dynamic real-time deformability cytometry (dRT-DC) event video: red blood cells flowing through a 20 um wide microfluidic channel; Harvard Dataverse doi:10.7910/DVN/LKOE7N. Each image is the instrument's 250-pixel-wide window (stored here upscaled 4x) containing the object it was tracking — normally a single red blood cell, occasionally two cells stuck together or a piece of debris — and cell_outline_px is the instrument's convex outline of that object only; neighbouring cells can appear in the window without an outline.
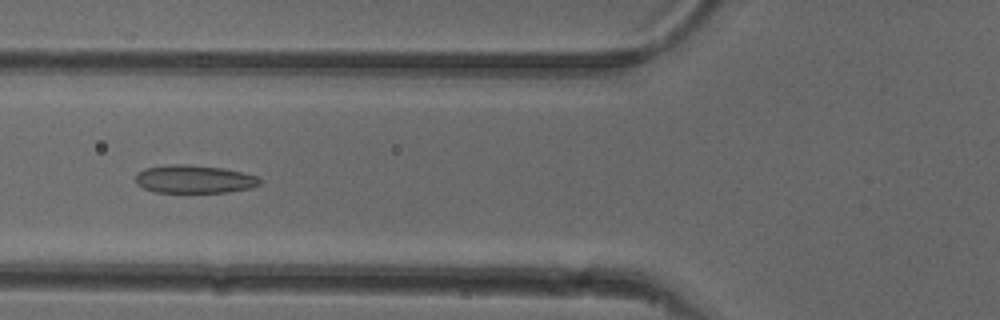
{"species": "common noctule bat (a hibernating species)", "species_latin": "Nyctalus noctula", "temperature_condition": "cold", "stored_images_in_passage": 53, "camera_frame_rate_fps": 3000, "um_per_image_px": 0.085, "animal": {"sex": "female"}, "frame": {"image": 1, "passage_image": 20, "time_ms": 6.333, "image_size_px": [1000, 320], "cell_outline_px": [[264, 180], [260, 184], [252, 188], [228, 192], [156, 192], [144, 188], [136, 184], [136, 172], [144, 168], [172, 164], [188, 164], [224, 168], [256, 176]], "centroid_in_image_um": [16.51, 15.22], "position_along_channel_um": 109.3, "area_um2": 20.46}}
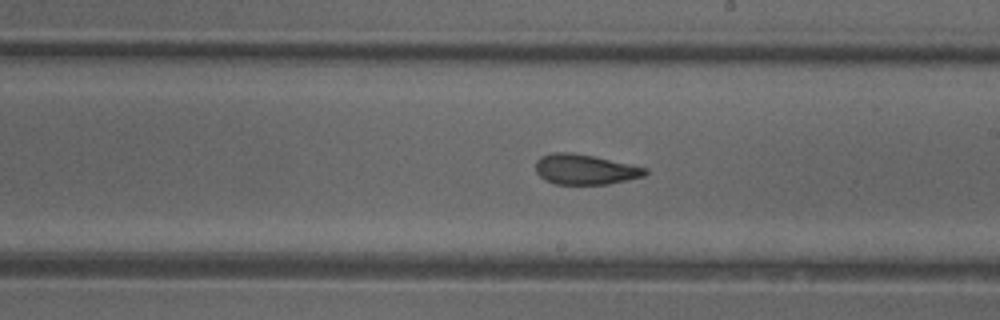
{"frame": {"image": 2, "passage_image": 30, "time_ms": 9.667, "image_size_px": [1000, 320], "cell_outline_px": [[648, 172], [644, 176], [628, 180], [608, 184], [556, 184], [544, 180], [536, 172], [536, 160], [540, 156], [552, 152], [572, 152], [592, 156], [648, 168]], "centroid_in_image_um": [49.71, 14.4], "position_along_channel_um": 239.3, "area_um2": 19.31}}
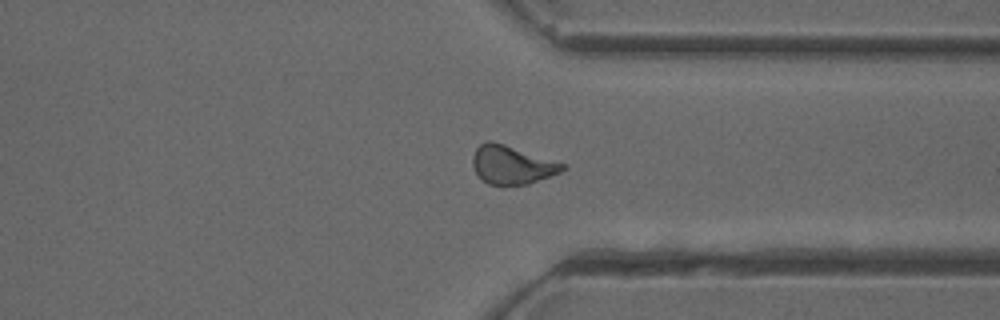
{"frame": {"image": 3, "passage_image": 40, "time_ms": 13.0, "image_size_px": [1000, 320], "cell_outline_px": [[568, 168], [560, 172], [528, 184], [488, 184], [476, 172], [472, 164], [472, 156], [476, 148], [480, 144], [488, 140], [492, 140], [568, 164]], "centroid_in_image_um": [43.54, 13.98], "position_along_channel_um": 367.9, "area_um2": 20.11}, "authors_computed_cell_mechanics": {"area_um2": 20.1722, "velocity_mm_per_s": 3.8959, "shape_relaxation_time_tau1_ms": 7.261, "shape_relaxation_time_tau2_ms": 1.5751, "deformation_change_tau1": 0.1466, "deformation_change_tau2": 0.0805}}